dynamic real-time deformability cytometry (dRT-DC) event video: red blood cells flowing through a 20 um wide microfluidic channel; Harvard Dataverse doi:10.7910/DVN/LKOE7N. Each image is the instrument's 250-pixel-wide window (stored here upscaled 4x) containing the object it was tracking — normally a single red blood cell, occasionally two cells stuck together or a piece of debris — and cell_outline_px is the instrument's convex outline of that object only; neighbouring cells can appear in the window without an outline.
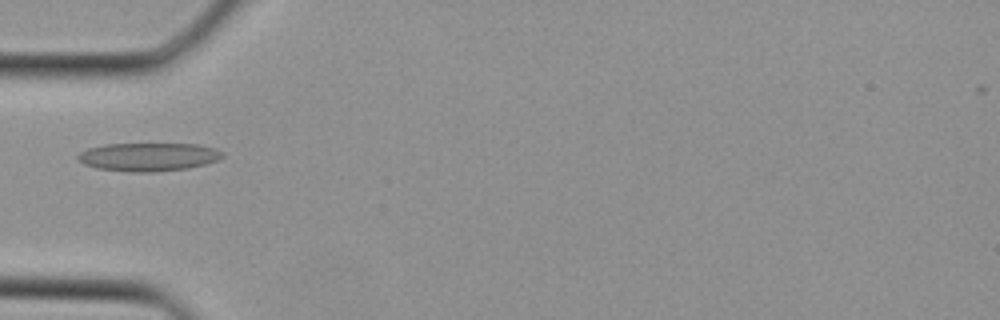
{"species": "Egyptian fruit bat (a non-hibernating species)", "species_latin": "Rousettus aegyptiacus", "temperature_condition": "cold", "stored_images_in_passage": 27, "camera_frame_rate_fps": 3000, "um_per_image_px": 0.085, "animal": {"sex": "female"}, "frame": {"image": 1, "passage_image": 4, "time_ms": 1.0, "image_size_px": [1000, 320], "cell_outline_px": [[224, 156], [216, 160], [204, 164], [184, 168], [152, 172], [132, 172], [96, 168], [84, 164], [76, 160], [76, 156], [80, 152], [88, 148], [104, 144], [200, 144], [216, 148], [224, 152]], "centroid_in_image_um": [12.58, 13.32], "position_along_channel_um": 72.4, "area_um2": 23.87}}
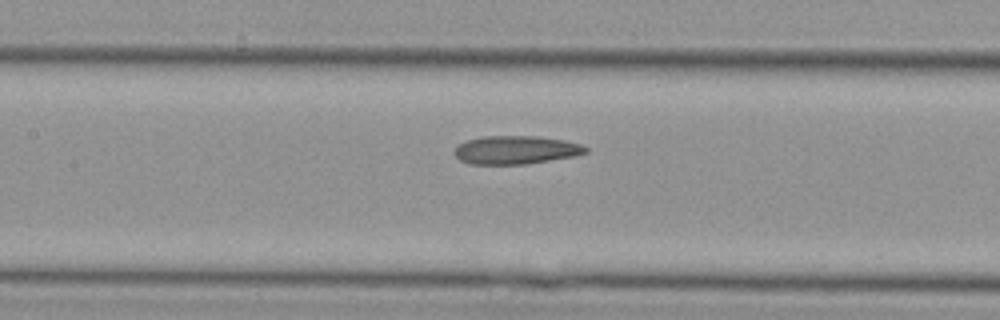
{"frame": {"image": 2, "passage_image": 9, "time_ms": 2.667, "image_size_px": [1000, 320], "cell_outline_px": [[588, 152], [576, 156], [524, 164], [468, 164], [460, 160], [456, 156], [456, 148], [460, 144], [468, 140], [484, 136], [536, 136], [564, 140], [580, 144], [588, 148]], "centroid_in_image_um": [43.88, 12.75], "position_along_channel_um": 163.5, "area_um2": 21.5}}
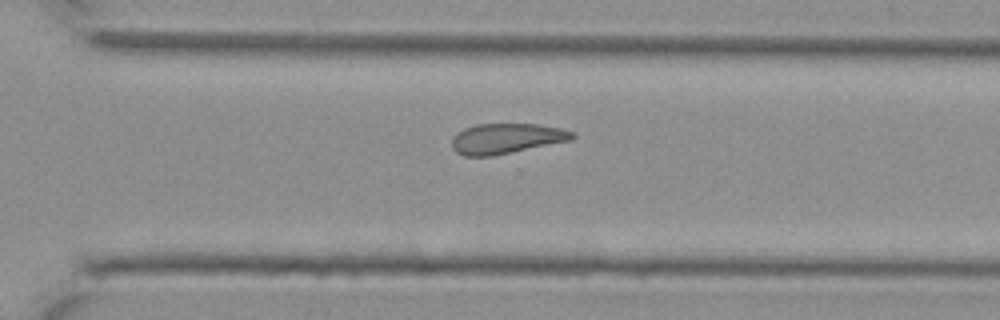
{"frame": {"image": 3, "passage_image": 18, "time_ms": 5.667, "image_size_px": [1000, 320], "cell_outline_px": [[576, 136], [572, 140], [492, 156], [464, 156], [456, 152], [452, 148], [452, 136], [456, 132], [464, 128], [476, 124], [536, 124], [560, 128], [572, 132]], "centroid_in_image_um": [43.0, 11.77], "position_along_channel_um": 327.6, "area_um2": 21.27}}